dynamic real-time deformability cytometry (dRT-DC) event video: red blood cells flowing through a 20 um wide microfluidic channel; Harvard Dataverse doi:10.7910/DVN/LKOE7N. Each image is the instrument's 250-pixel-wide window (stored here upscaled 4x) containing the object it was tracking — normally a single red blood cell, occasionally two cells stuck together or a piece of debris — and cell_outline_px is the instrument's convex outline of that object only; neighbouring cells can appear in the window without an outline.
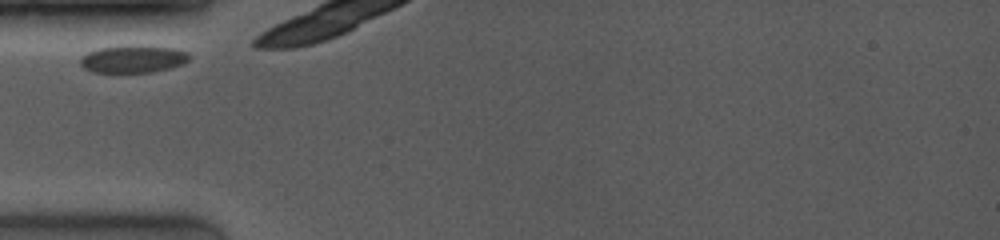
{"species": "common noctule bat (a hibernating species)", "species_latin": "Nyctalus noctula", "temperature_condition": "room temperature", "stored_images_in_passage": 9, "camera_frame_rate_fps": 4000, "um_per_image_px": 0.085, "animal": {"sex": "female", "body_mass_g": 19.0, "forearm_length_mm": 53.3}, "frame": {"image": 1, "passage_image": 1, "time_ms": 0.0, "image_size_px": [1000, 240], "cell_outline_px": [[192, 56], [184, 64], [156, 72], [120, 76], [92, 72], [84, 68], [80, 64], [80, 56], [88, 52], [100, 48], [132, 44], [140, 44], [172, 48], [188, 52]], "centroid_in_image_um": [11.29, 5.06], "position_along_channel_um": 73.7, "area_um2": 18.79}}